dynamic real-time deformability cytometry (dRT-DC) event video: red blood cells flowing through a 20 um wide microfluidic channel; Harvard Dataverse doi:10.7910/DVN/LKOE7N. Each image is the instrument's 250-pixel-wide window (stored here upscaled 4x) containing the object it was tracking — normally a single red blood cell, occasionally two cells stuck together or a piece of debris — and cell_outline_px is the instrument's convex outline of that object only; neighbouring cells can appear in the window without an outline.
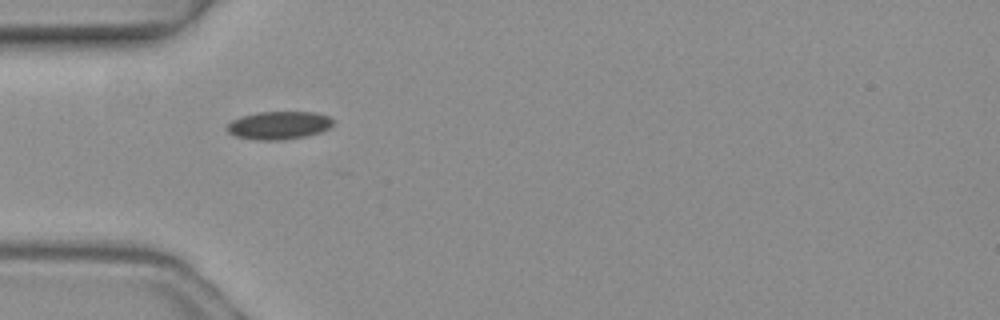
{"species": "common noctule bat (a hibernating species)", "species_latin": "Nyctalus noctula", "temperature_condition": "warm", "stored_images_in_passage": 2, "camera_frame_rate_fps": 3000, "um_per_image_px": 0.085, "animal": {"sex": "female", "body_mass_g": 19.3, "forearm_length_mm": 54.1}, "frame": {"image": 1, "passage_image": 1, "time_ms": 0.0, "image_size_px": [1000, 320], "cell_outline_px": [[332, 124], [328, 128], [320, 132], [304, 136], [280, 140], [256, 140], [236, 136], [228, 132], [224, 128], [232, 120], [240, 116], [256, 112], [316, 112], [328, 116], [332, 120]], "centroid_in_image_um": [23.65, 10.64], "position_along_channel_um": 61.4, "area_um2": 17.28}}